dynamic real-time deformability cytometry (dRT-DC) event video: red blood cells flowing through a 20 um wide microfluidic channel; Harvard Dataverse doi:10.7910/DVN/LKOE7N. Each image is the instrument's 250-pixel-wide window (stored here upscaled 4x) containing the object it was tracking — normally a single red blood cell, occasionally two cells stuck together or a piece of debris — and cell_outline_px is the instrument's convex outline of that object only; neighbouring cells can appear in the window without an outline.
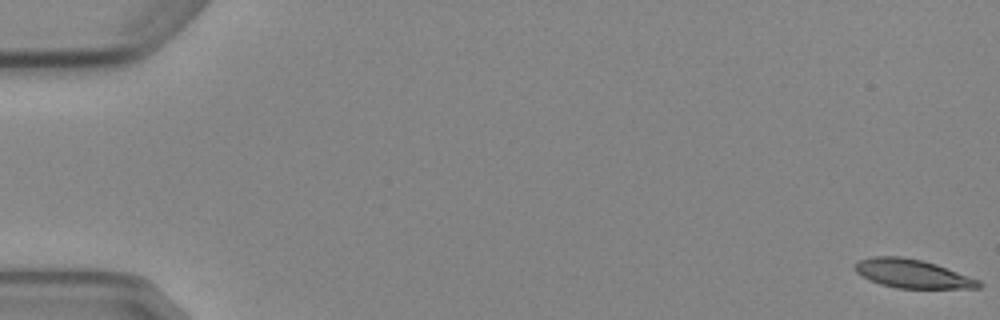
{"species": "Egyptian fruit bat (a non-hibernating species)", "species_latin": "Rousettus aegyptiacus", "temperature_condition": "cold", "stored_images_in_passage": 5, "camera_frame_rate_fps": 3000, "um_per_image_px": 0.085, "animal": {"sex": "female"}, "frame": {"image": 1, "passage_image": 1, "time_ms": 0.0, "image_size_px": [1000, 320], "cell_outline_px": [[984, 284], [980, 288], [896, 288], [880, 284], [868, 280], [856, 272], [856, 260], [872, 256], [900, 256], [920, 260], [936, 264], [980, 280]], "centroid_in_image_um": [77.54, 23.26], "position_along_channel_um": 7.5, "area_um2": 20.69}}
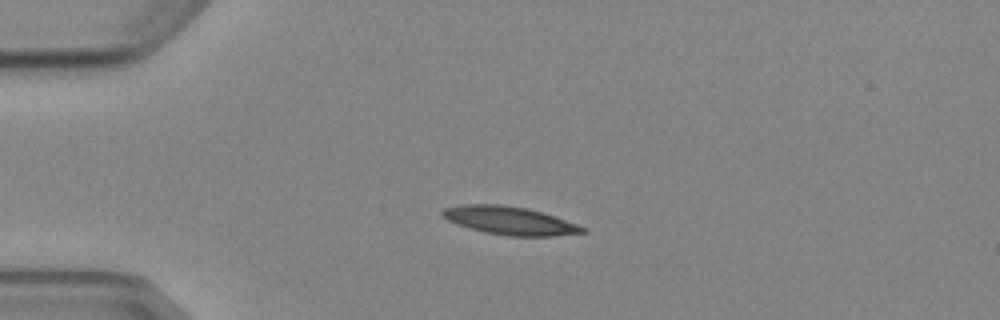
{"frame": {"image": 2, "passage_image": 4, "time_ms": 4.333, "image_size_px": [1000, 320], "cell_outline_px": [[588, 232], [552, 236], [508, 236], [484, 232], [456, 224], [440, 216], [440, 212], [444, 208], [464, 204], [500, 204], [528, 208], [588, 228]], "centroid_in_image_um": [43.29, 18.75], "position_along_channel_um": 41.7, "area_um2": 22.95}}